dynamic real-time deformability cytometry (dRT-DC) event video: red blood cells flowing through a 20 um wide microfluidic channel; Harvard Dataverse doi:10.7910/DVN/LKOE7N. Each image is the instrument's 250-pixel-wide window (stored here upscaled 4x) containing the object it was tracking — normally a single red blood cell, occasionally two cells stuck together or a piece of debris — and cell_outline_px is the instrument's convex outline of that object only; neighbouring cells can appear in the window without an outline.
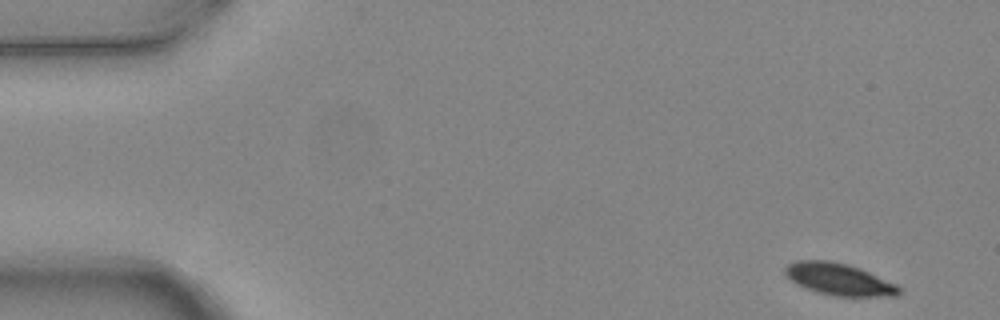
{"species": "common noctule bat (a hibernating species)", "species_latin": "Nyctalus noctula", "temperature_condition": "warm", "stored_images_in_passage": 7, "camera_frame_rate_fps": 3000, "um_per_image_px": 0.085, "animal": {"sex": "female", "body_mass_g": 24.6, "forearm_length_mm": 56.2}, "frame": {"image": 1, "passage_image": 1, "time_ms": 0.0, "image_size_px": [1000, 320], "cell_outline_px": [[900, 292], [896, 296], [832, 296], [816, 292], [796, 284], [784, 272], [784, 268], [788, 264], [796, 260], [828, 260], [848, 264], [860, 268], [896, 284], [900, 288]], "centroid_in_image_um": [71.3, 23.73], "position_along_channel_um": 13.7, "area_um2": 21.15}}
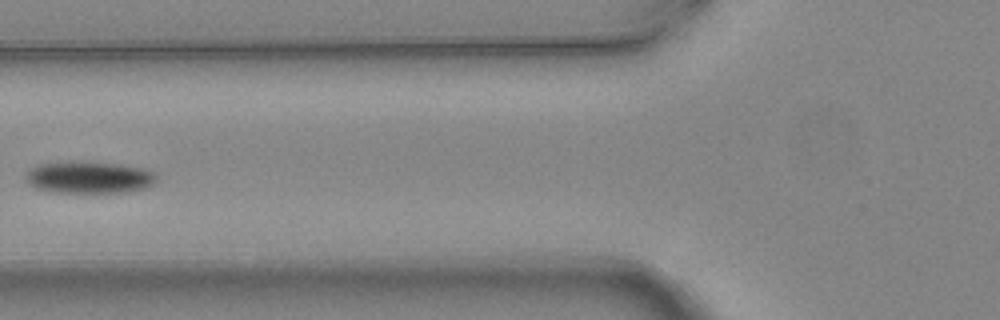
{"frame": {"image": 2, "passage_image": 6, "time_ms": 1.667, "image_size_px": [1000, 320], "cell_outline_px": [[156, 180], [152, 184], [144, 188], [128, 192], [56, 192], [36, 188], [28, 184], [24, 180], [24, 176], [36, 164], [120, 164], [144, 168], [156, 172]], "centroid_in_image_um": [7.6, 15.12], "position_along_channel_um": 118.2, "area_um2": 23.52}}
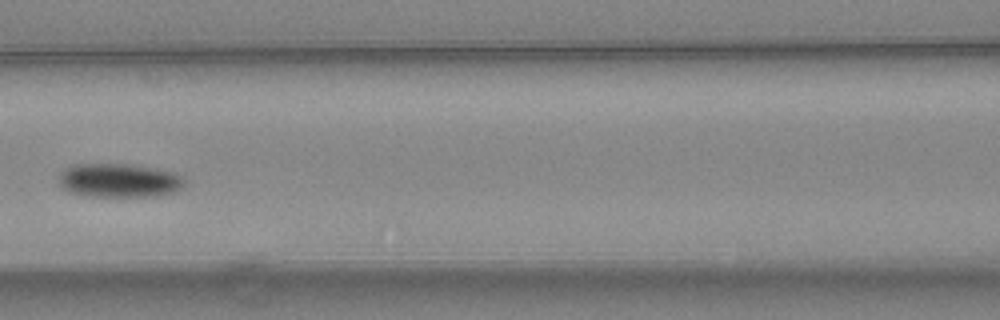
{"frame": {"image": 3, "passage_image": 7, "time_ms": 2.0, "image_size_px": [1000, 320], "cell_outline_px": [[184, 184], [176, 192], [156, 196], [84, 196], [68, 192], [56, 180], [68, 168], [76, 164], [128, 164], [160, 168], [176, 172], [184, 176]], "centroid_in_image_um": [10.18, 15.34], "position_along_channel_um": 156.4, "area_um2": 25.03}}